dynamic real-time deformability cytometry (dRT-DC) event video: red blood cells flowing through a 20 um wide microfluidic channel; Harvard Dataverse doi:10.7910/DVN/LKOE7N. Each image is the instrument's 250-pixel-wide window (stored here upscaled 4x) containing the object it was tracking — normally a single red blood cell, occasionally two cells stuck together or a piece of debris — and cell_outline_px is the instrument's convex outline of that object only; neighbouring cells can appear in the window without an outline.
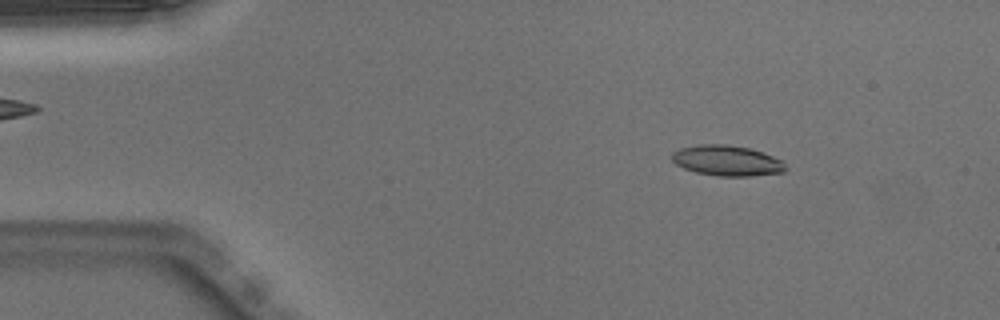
{"species": "Egyptian fruit bat (a non-hibernating species)", "species_latin": "Rousettus aegyptiacus", "temperature_condition": "warm", "stored_images_in_passage": 49, "camera_frame_rate_fps": 3000, "um_per_image_px": 0.085, "animal": {"sex": "male"}, "frame": {"image": 1, "passage_image": 6, "time_ms": 1.667, "image_size_px": [1000, 320], "cell_outline_px": [[788, 168], [784, 172], [748, 176], [716, 176], [696, 172], [684, 168], [676, 164], [672, 160], [672, 152], [680, 148], [700, 144], [724, 144], [748, 148], [784, 160]], "centroid_in_image_um": [61.8, 13.66], "position_along_channel_um": 23.2, "area_um2": 20.17}}
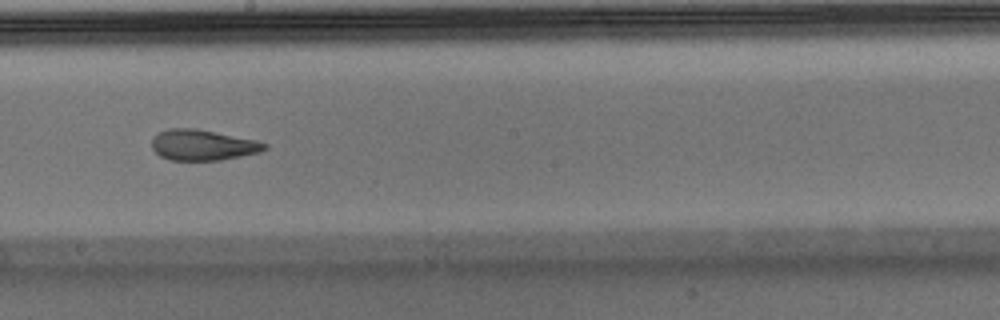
{"frame": {"image": 2, "passage_image": 27, "time_ms": 8.667, "image_size_px": [1000, 320], "cell_outline_px": [[268, 148], [260, 152], [220, 160], [168, 160], [160, 156], [152, 148], [152, 136], [168, 128], [196, 128], [256, 140], [268, 144]], "centroid_in_image_um": [17.22, 12.32], "position_along_channel_um": 231.0, "area_um2": 20.23}}
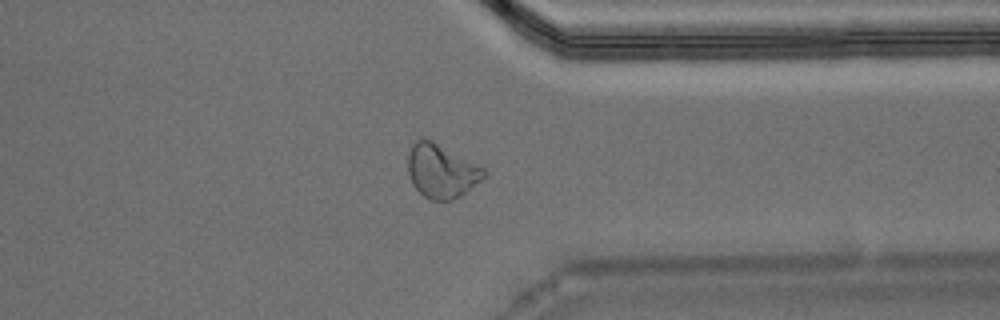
{"frame": {"image": 3, "passage_image": 38, "time_ms": 12.333, "image_size_px": [1000, 320], "cell_outline_px": [[488, 176], [460, 196], [452, 200], [432, 200], [424, 196], [412, 184], [408, 172], [408, 156], [412, 144], [416, 140], [432, 140], [484, 168], [488, 172]], "centroid_in_image_um": [37.55, 14.55], "position_along_channel_um": 373.9, "area_um2": 23.64}, "authors_computed_cell_mechanics": {"area_um2": 20.6346, "velocity_mm_per_s": 3.9848, "shape_relaxation_time_tau1_ms": null, "shape_relaxation_time_tau2_ms": 1.767, "deformation_change_tau1": null, "deformation_change_tau2": 0.0921}}